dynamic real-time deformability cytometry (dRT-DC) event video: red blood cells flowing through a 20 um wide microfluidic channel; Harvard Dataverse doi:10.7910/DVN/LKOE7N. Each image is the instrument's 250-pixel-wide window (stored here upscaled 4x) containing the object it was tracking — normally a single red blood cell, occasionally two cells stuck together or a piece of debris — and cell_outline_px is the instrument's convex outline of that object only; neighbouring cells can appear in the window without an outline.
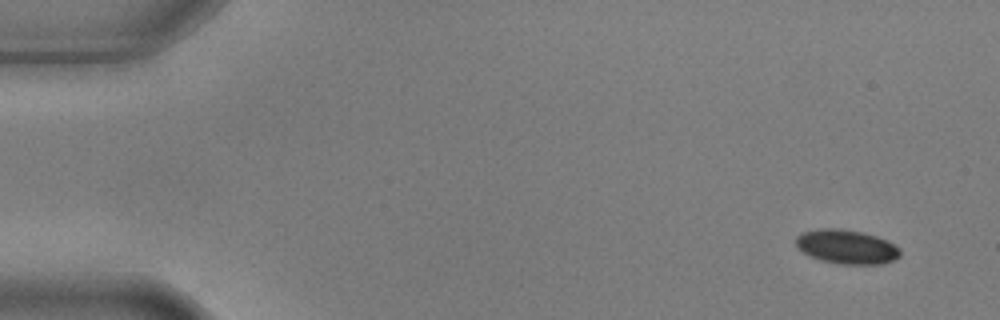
{"species": "common noctule bat (a hibernating species)", "species_latin": "Nyctalus noctula", "temperature_condition": "warm", "stored_images_in_passage": 4, "camera_frame_rate_fps": 3000, "um_per_image_px": 0.085, "animal": {"sex": "male", "body_mass_g": 17.9, "forearm_length_mm": 54.2}, "frame": {"image": 1, "passage_image": 1, "time_ms": 0.0, "image_size_px": [1000, 320], "cell_outline_px": [[900, 256], [892, 260], [880, 264], [840, 264], [820, 260], [804, 252], [796, 244], [796, 236], [804, 232], [820, 228], [840, 228], [864, 232], [888, 240], [896, 244], [900, 248]], "centroid_in_image_um": [72.0, 20.96], "position_along_channel_um": 13.0, "area_um2": 20.75}}